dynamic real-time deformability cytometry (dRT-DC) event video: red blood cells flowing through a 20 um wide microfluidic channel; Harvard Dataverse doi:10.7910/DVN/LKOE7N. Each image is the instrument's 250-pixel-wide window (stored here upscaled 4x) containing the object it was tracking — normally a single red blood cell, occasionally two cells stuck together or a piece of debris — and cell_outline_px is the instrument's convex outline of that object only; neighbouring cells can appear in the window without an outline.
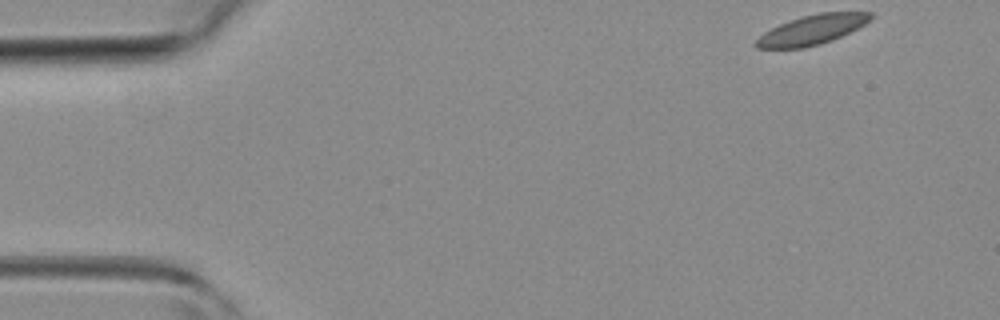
{"species": "common noctule bat (a hibernating species)", "species_latin": "Nyctalus noctula", "temperature_condition": "room temperature", "stored_images_in_passage": 11, "camera_frame_rate_fps": 3000, "um_per_image_px": 0.085, "animal": {"sex": "female", "body_mass_g": 19.3, "forearm_length_mm": 54.1}, "frame": {"image": 1, "passage_image": 1, "time_ms": 0.0, "image_size_px": [1000, 320], "cell_outline_px": [[872, 16], [864, 24], [832, 40], [820, 44], [804, 48], [756, 48], [752, 44], [764, 32], [780, 24], [804, 16], [820, 12], [872, 12]], "centroid_in_image_um": [68.98, 2.54], "position_along_channel_um": 16.0, "area_um2": 19.36}}
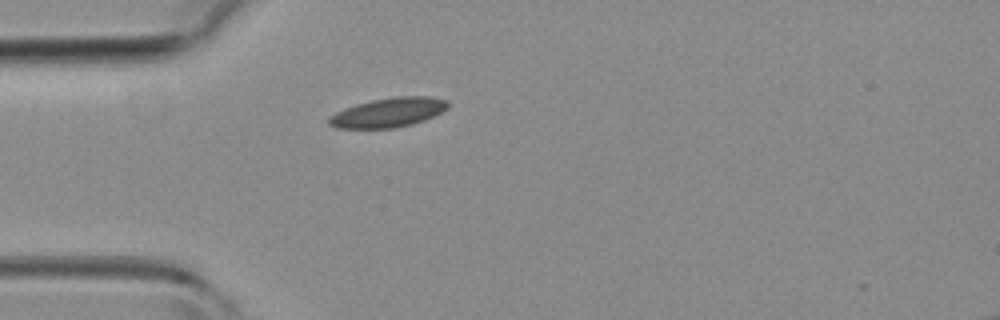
{"frame": {"image": 2, "passage_image": 10, "time_ms": 3.0, "image_size_px": [1000, 320], "cell_outline_px": [[448, 108], [424, 120], [412, 124], [396, 128], [336, 128], [328, 124], [328, 116], [344, 108], [356, 104], [372, 100], [396, 96], [432, 96], [448, 100]], "centroid_in_image_um": [33.0, 9.56], "position_along_channel_um": 52.0, "area_um2": 20.46}}